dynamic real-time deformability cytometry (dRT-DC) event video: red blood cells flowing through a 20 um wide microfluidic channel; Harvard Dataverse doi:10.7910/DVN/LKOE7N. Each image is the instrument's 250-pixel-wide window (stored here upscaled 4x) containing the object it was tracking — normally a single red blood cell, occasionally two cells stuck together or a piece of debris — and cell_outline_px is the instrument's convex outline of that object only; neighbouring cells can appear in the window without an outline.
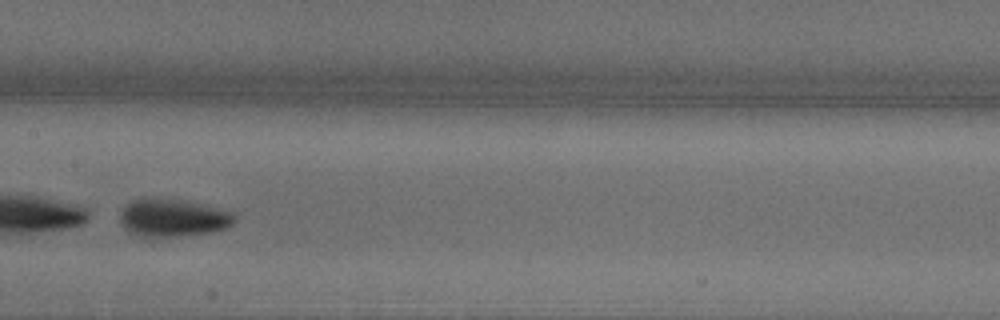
{"species": "common noctule bat (a hibernating species)", "species_latin": "Nyctalus noctula", "temperature_condition": "warm", "stored_images_in_passage": 39, "camera_frame_rate_fps": 3000, "um_per_image_px": 0.085, "animal": {"sex": "male", "body_mass_g": 18.8}, "frame": {"image": 1, "passage_image": 12, "time_ms": 3.667, "image_size_px": [1000, 320], "cell_outline_px": [[236, 220], [232, 224], [224, 228], [212, 232], [180, 236], [136, 236], [128, 232], [124, 228], [120, 220], [120, 212], [132, 200], [144, 196], [180, 200], [200, 204], [232, 212]], "centroid_in_image_um": [14.64, 18.5], "position_along_channel_um": 192.8, "area_um2": 25.14}, "authors_computed_cell_mechanics": {"area_um2": 25.3164, "velocity_mm_per_s": 3.5989, "shape_relaxation_time_tau1_ms": 0.6042, "shape_relaxation_time_tau2_ms": 0.6087, "deformation_change_tau1": 0.3045, "deformation_change_tau2": 0.0522}}